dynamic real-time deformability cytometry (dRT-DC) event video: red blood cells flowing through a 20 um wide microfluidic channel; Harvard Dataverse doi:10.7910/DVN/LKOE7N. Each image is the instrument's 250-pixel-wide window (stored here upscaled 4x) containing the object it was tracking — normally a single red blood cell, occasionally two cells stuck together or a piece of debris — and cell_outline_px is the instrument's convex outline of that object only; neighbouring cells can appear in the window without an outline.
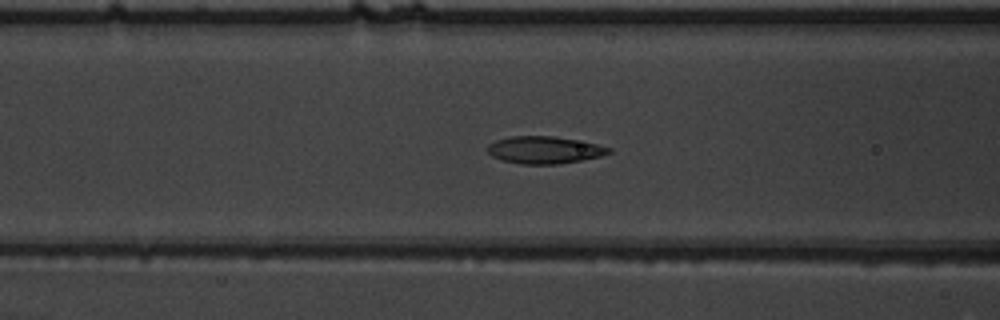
{"species": "common noctule bat (a hibernating species)", "species_latin": "Nyctalus noctula", "temperature_condition": "warm", "stored_images_in_passage": 41, "camera_frame_rate_fps": 3000, "um_per_image_px": 0.085, "animal": {"sex": "male", "body_mass_g": 19.5, "forearm_length_mm": 54.6}, "frame": {"image": 1, "passage_image": 9, "time_ms": 2.667, "image_size_px": [1000, 320], "cell_outline_px": [[612, 152], [600, 156], [560, 164], [520, 164], [504, 160], [492, 156], [488, 152], [488, 144], [496, 140], [512, 136], [552, 136], [596, 144], [612, 148]], "centroid_in_image_um": [46.27, 12.75], "position_along_channel_um": 120.3, "area_um2": 19.02}}
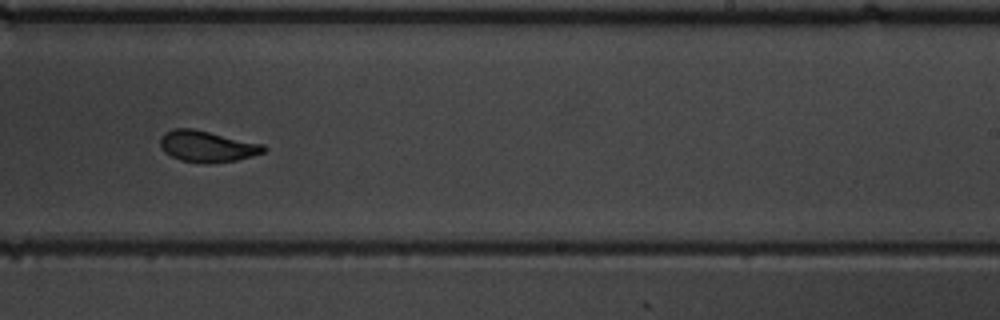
{"frame": {"image": 2, "passage_image": 21, "time_ms": 6.667, "image_size_px": [1000, 320], "cell_outline_px": [[268, 148], [264, 152], [252, 156], [236, 160], [180, 160], [164, 152], [160, 148], [160, 136], [164, 132], [172, 128], [192, 128], [264, 144]], "centroid_in_image_um": [17.58, 12.38], "position_along_channel_um": 271.4, "area_um2": 18.21}}
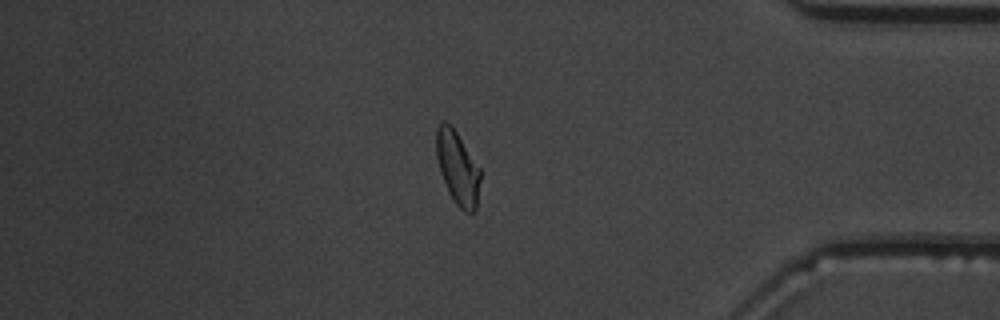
{"frame": {"image": 3, "passage_image": 33, "time_ms": 10.667, "image_size_px": [1000, 320], "cell_outline_px": [[480, 180], [476, 208], [472, 216], [464, 212], [456, 204], [448, 192], [440, 172], [436, 156], [436, 128], [440, 120], [444, 120], [452, 124], [480, 168]], "centroid_in_image_um": [38.88, 14.24], "position_along_channel_um": 396.3, "area_um2": 19.19}, "authors_computed_cell_mechanics": {"area_um2": 19.1318, "velocity_mm_per_s": 3.7863, "shape_relaxation_time_tau1_ms": 3.1962, "shape_relaxation_time_tau2_ms": 1.3902, "deformation_change_tau1": 0.146, "deformation_change_tau2": 0.0631}}